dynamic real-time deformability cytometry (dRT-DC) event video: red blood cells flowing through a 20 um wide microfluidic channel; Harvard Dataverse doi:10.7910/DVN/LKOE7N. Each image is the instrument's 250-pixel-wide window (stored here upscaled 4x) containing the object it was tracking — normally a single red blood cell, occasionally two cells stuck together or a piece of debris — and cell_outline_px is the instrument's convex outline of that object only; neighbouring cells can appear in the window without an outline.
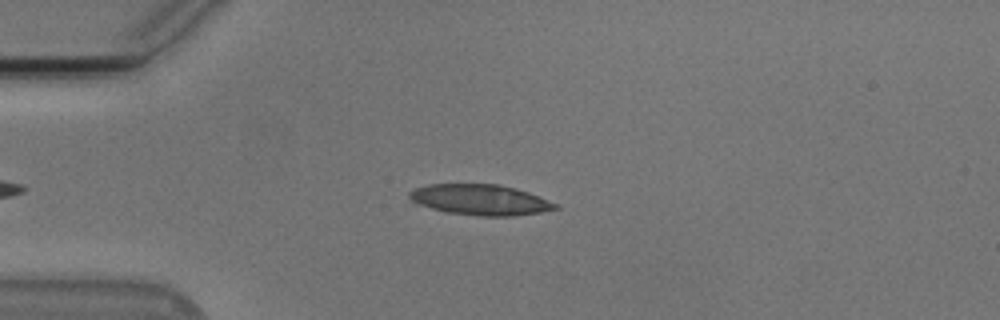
{"species": "Egyptian fruit bat (a non-hibernating species)", "species_latin": "Rousettus aegyptiacus", "temperature_condition": "cold", "stored_images_in_passage": 38, "camera_frame_rate_fps": 3000, "um_per_image_px": 0.085, "animal": {"sex": "male"}, "frame": {"image": 1, "passage_image": 10, "time_ms": 3.0, "image_size_px": [1000, 320], "cell_outline_px": [[560, 208], [540, 212], [512, 216], [480, 216], [444, 212], [416, 204], [408, 196], [408, 192], [416, 188], [428, 184], [496, 184], [516, 188], [528, 192], [556, 204]], "centroid_in_image_um": [40.77, 16.98], "position_along_channel_um": 44.2, "area_um2": 26.01}}
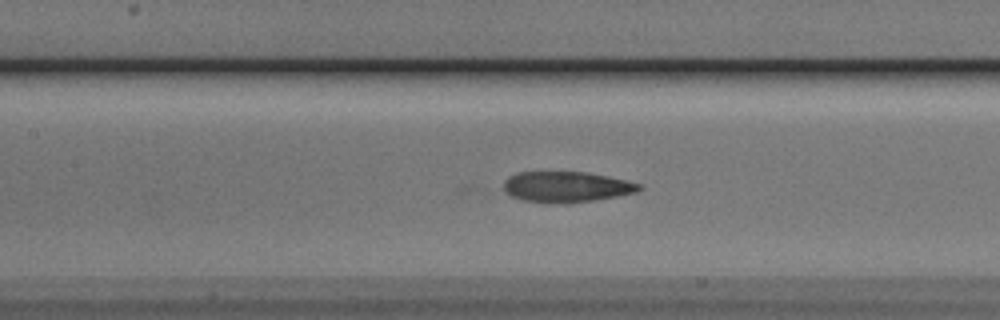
{"frame": {"image": 2, "passage_image": 21, "time_ms": 6.667, "image_size_px": [1000, 320], "cell_outline_px": [[644, 188], [636, 192], [616, 196], [592, 200], [564, 204], [524, 200], [512, 196], [504, 192], [504, 180], [508, 176], [516, 172], [584, 172], [608, 176], [640, 184]], "centroid_in_image_um": [48.11, 15.88], "position_along_channel_um": 159.3, "area_um2": 24.1}}
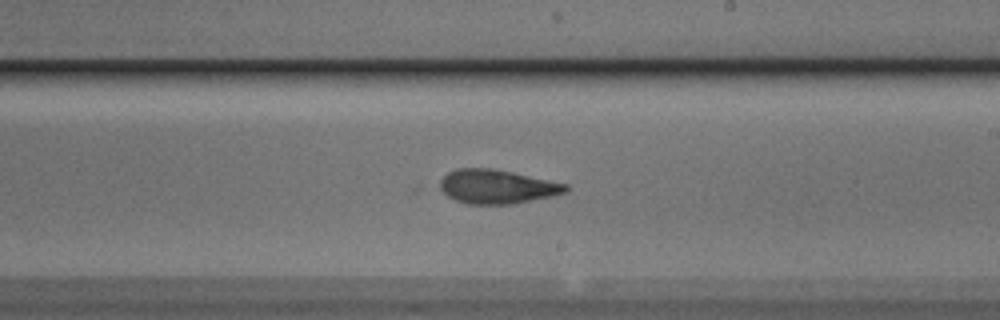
{"frame": {"image": 3, "passage_image": 28, "time_ms": 9.0, "image_size_px": [1000, 320], "cell_outline_px": [[568, 192], [552, 196], [512, 204], [468, 204], [456, 200], [448, 196], [440, 188], [440, 180], [448, 172], [456, 168], [492, 168], [512, 172], [568, 184]], "centroid_in_image_um": [42.25, 15.86], "position_along_channel_um": 246.7, "area_um2": 24.85}}